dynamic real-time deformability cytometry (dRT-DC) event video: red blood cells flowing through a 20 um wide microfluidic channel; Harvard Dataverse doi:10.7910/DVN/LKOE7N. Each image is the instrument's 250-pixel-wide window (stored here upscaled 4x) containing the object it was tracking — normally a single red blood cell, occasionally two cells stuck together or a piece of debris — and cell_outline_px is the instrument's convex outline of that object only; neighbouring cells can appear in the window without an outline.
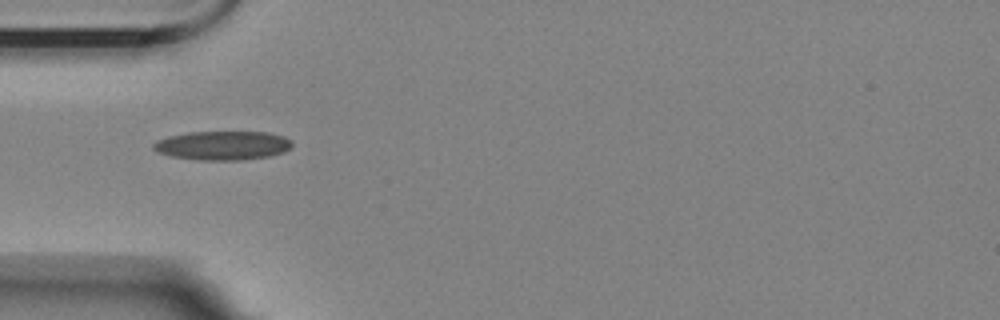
{"species": "Egyptian fruit bat (a non-hibernating species)", "species_latin": "Rousettus aegyptiacus", "temperature_condition": "room temperature", "stored_images_in_passage": 9, "camera_frame_rate_fps": 3000, "um_per_image_px": 0.085, "animal": {"sex": "female"}, "frame": {"image": 1, "passage_image": 1, "time_ms": 0.0, "image_size_px": [1000, 320], "cell_outline_px": [[292, 144], [284, 152], [268, 156], [240, 160], [200, 160], [172, 156], [160, 152], [152, 148], [152, 144], [156, 140], [168, 136], [188, 132], [268, 132], [284, 136], [292, 140]], "centroid_in_image_um": [18.92, 12.35], "position_along_channel_um": 66.1, "area_um2": 23.35}}
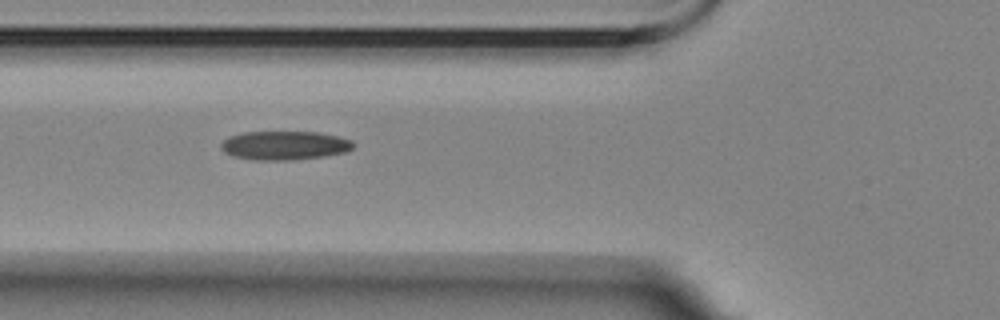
{"frame": {"image": 2, "passage_image": 4, "time_ms": 1.0, "image_size_px": [1000, 320], "cell_outline_px": [[352, 148], [344, 152], [324, 156], [292, 160], [252, 160], [232, 156], [224, 152], [220, 148], [220, 144], [228, 136], [244, 132], [316, 132], [336, 136], [352, 140]], "centroid_in_image_um": [24.11, 12.36], "position_along_channel_um": 101.7, "area_um2": 22.2}}
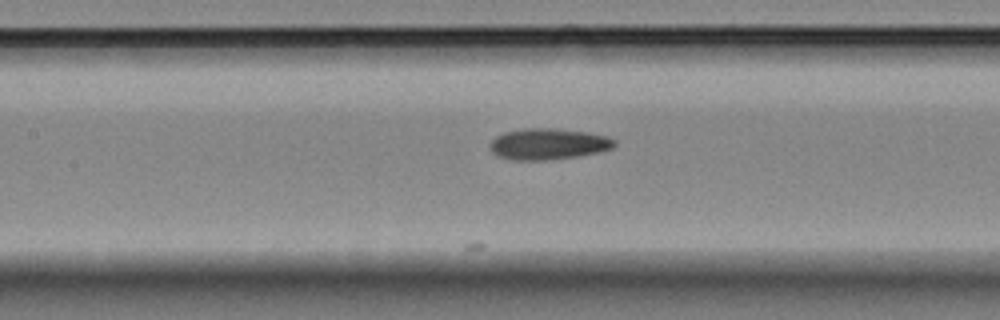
{"frame": {"image": 3, "passage_image": 9, "time_ms": 2.667, "image_size_px": [1000, 320], "cell_outline_px": [[616, 144], [612, 148], [596, 152], [576, 156], [544, 160], [512, 160], [496, 156], [492, 152], [492, 140], [496, 136], [504, 132], [528, 128], [552, 128], [584, 132], [608, 136], [616, 140]], "centroid_in_image_um": [46.59, 12.24], "position_along_channel_um": 160.8, "area_um2": 22.31}}